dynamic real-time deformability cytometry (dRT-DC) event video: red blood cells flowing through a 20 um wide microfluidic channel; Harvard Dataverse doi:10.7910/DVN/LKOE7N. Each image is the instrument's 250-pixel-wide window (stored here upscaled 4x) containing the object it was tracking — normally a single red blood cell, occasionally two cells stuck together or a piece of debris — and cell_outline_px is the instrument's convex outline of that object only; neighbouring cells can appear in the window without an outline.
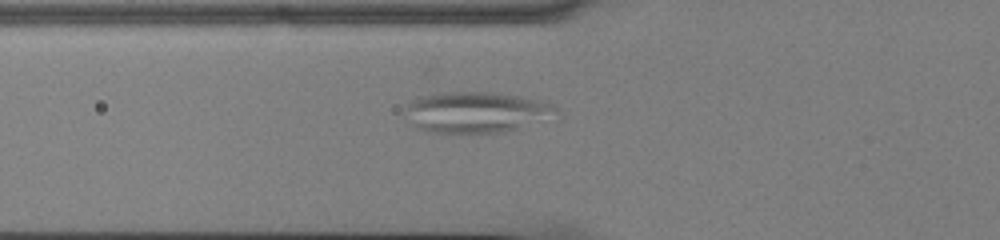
{"species": "common noctule bat (a hibernating species)", "species_latin": "Nyctalus noctula", "temperature_condition": "cold", "stored_images_in_passage": 43, "camera_frame_rate_fps": 3000, "um_per_image_px": 0.085, "animal": {"sex": "male", "body_mass_g": 13.0, "forearm_length_mm": 53.1}, "frame": {"image": 1, "passage_image": 8, "time_ms": 2.333, "image_size_px": [1000, 240], "cell_outline_px": [[560, 112], [516, 128], [504, 132], [424, 132], [416, 128], [404, 108], [412, 100], [420, 96], [444, 92], [496, 92], [544, 100], [552, 104]], "centroid_in_image_um": [40.45, 9.51], "position_along_channel_um": 85.4, "area_um2": 35.49}}
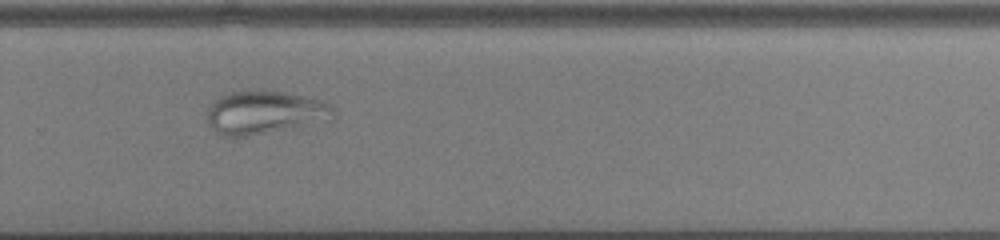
{"frame": {"image": 2, "passage_image": 26, "time_ms": 8.333, "image_size_px": [1000, 240], "cell_outline_px": [[336, 116], [332, 120], [292, 128], [248, 136], [220, 136], [208, 124], [208, 108], [212, 100], [224, 92], [284, 92], [304, 96], [332, 104], [336, 108]], "centroid_in_image_um": [22.52, 9.58], "position_along_channel_um": 307.3, "area_um2": 31.91}}
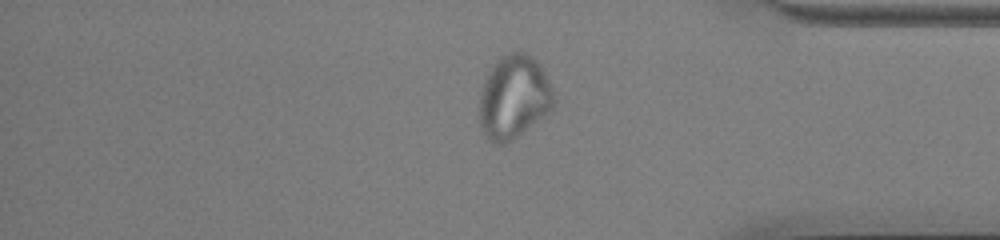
{"frame": {"image": 3, "passage_image": 34, "time_ms": 11.0, "image_size_px": [1000, 240], "cell_outline_px": [[556, 100], [548, 112], [512, 140], [504, 144], [496, 144], [484, 132], [480, 124], [480, 92], [484, 80], [492, 64], [496, 60], [512, 52], [528, 52], [536, 60], [548, 80]], "centroid_in_image_um": [43.67, 8.23], "position_along_channel_um": 391.5, "area_um2": 35.66}}